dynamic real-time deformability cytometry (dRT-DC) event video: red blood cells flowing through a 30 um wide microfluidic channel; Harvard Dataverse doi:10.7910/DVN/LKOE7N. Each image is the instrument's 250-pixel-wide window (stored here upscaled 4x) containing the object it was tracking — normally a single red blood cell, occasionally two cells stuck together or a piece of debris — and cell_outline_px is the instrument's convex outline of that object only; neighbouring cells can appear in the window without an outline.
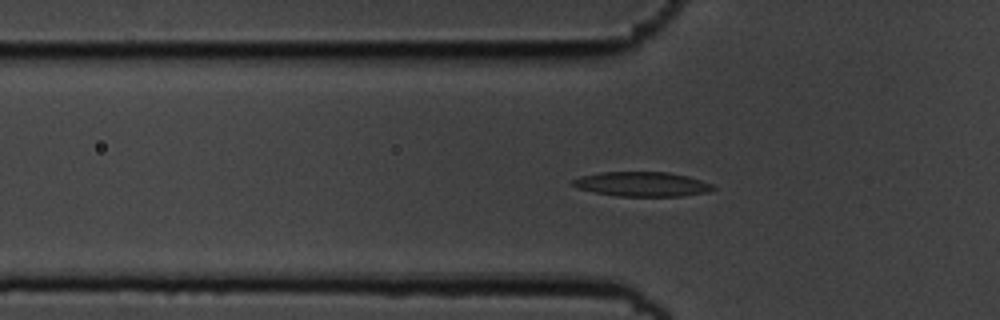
{"species": "common noctule bat (a hibernating species)", "species_latin": "Nyctalus noctula", "temperature_condition": "cold", "stored_images_in_passage": 46, "camera_frame_rate_fps": 3000, "um_per_image_px": 0.085, "animal": {"sex": "male", "body_mass_g": 19.5, "forearm_length_mm": 54.6}, "frame": {"image": 1, "passage_image": 8, "time_ms": 2.333, "image_size_px": [1000, 320], "cell_outline_px": [[716, 188], [708, 192], [680, 196], [616, 196], [576, 188], [572, 184], [572, 180], [580, 176], [600, 172], [668, 172], [688, 176], [712, 184]], "centroid_in_image_um": [54.56, 15.65], "position_along_channel_um": 71.2, "area_um2": 20.06}}
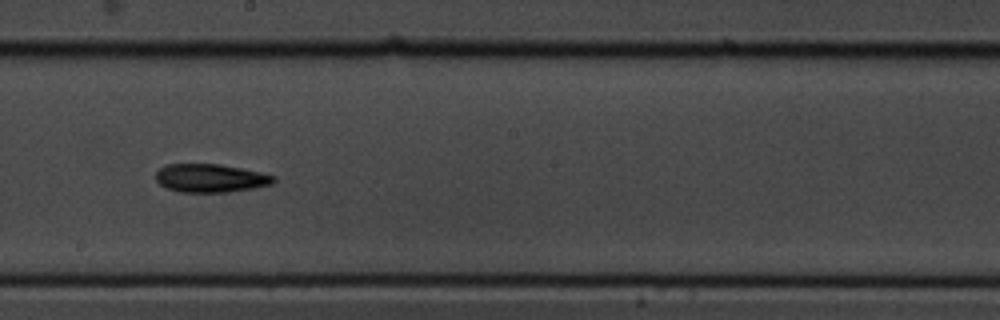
{"frame": {"image": 2, "passage_image": 21, "time_ms": 6.667, "image_size_px": [1000, 320], "cell_outline_px": [[276, 180], [272, 184], [256, 188], [228, 192], [180, 192], [168, 188], [160, 184], [156, 180], [156, 172], [160, 168], [168, 164], [220, 164], [260, 172], [276, 176]], "centroid_in_image_um": [17.92, 15.14], "position_along_channel_um": 230.3, "area_um2": 19.48}}
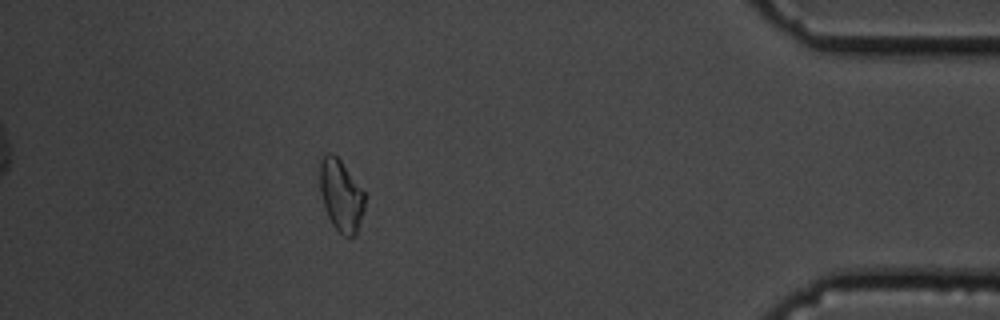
{"frame": {"image": 3, "passage_image": 39, "time_ms": 12.667, "image_size_px": [1000, 320], "cell_outline_px": [[368, 196], [356, 236], [348, 240], [332, 224], [328, 216], [320, 192], [320, 164], [324, 156], [328, 152], [332, 152], [340, 160]], "centroid_in_image_um": [29.03, 16.66], "position_along_channel_um": 406.2, "area_um2": 18.96}, "authors_computed_cell_mechanics": {"area_um2": 19.363, "velocity_mm_per_s": 3.6744, "shape_relaxation_time_tau1_ms": 3.9523, "shape_relaxation_time_tau2_ms": null, "deformation_change_tau1": 0.1278, "deformation_change_tau2": null}}